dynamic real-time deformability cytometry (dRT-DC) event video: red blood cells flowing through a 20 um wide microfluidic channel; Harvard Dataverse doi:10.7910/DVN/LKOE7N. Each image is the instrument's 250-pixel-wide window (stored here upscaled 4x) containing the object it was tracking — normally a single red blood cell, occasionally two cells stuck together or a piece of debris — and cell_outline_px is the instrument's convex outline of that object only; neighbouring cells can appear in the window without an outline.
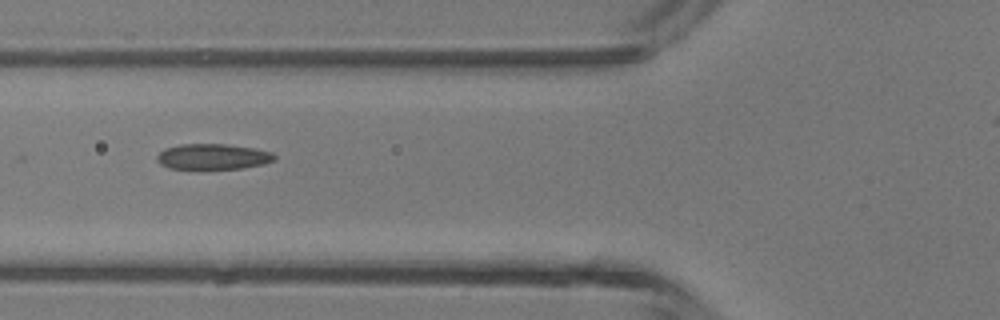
{"species": "common noctule bat (a hibernating species)", "species_latin": "Nyctalus noctula", "temperature_condition": "room temperature", "stored_images_in_passage": 4, "camera_frame_rate_fps": 3000, "um_per_image_px": 0.085, "animal": {"sex": "male", "body_mass_g": 13.3}, "frame": {"image": 1, "passage_image": 4, "time_ms": 1.0, "image_size_px": [1000, 320], "cell_outline_px": [[276, 156], [272, 160], [264, 164], [244, 168], [168, 168], [160, 164], [156, 160], [156, 156], [164, 148], [180, 144], [224, 144], [256, 148], [272, 152]], "centroid_in_image_um": [18.08, 13.3], "position_along_channel_um": 107.7, "area_um2": 17.46}}